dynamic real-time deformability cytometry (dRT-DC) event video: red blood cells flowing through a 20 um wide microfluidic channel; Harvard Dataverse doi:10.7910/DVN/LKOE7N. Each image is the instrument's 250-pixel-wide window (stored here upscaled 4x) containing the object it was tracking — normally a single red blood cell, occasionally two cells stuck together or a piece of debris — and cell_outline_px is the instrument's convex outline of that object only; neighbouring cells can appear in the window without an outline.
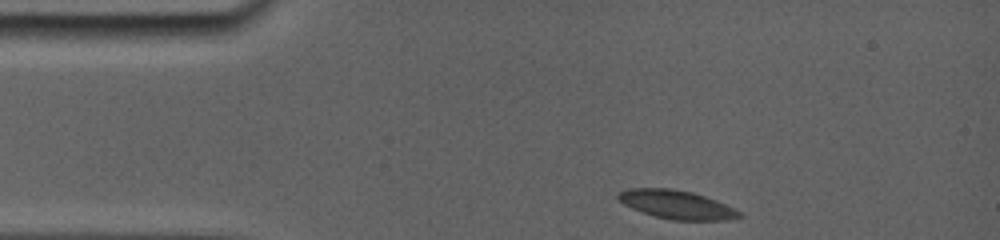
{"species": "common noctule bat (a hibernating species)", "species_latin": "Nyctalus noctula", "temperature_condition": "room temperature", "stored_images_in_passage": 36, "camera_frame_rate_fps": 5000, "um_per_image_px": 0.085, "animal": {"sex": "female", "body_mass_g": 19.0, "forearm_length_mm": 56.7}, "frame": {"image": 1, "passage_image": 1, "time_ms": 0.0, "image_size_px": [1000, 240], "cell_outline_px": [[744, 216], [724, 220], [672, 220], [656, 216], [632, 208], [616, 200], [616, 192], [628, 188], [672, 188], [692, 192], [716, 200], [736, 208]], "centroid_in_image_um": [57.49, 17.37], "position_along_channel_um": 27.5, "area_um2": 20.29}}
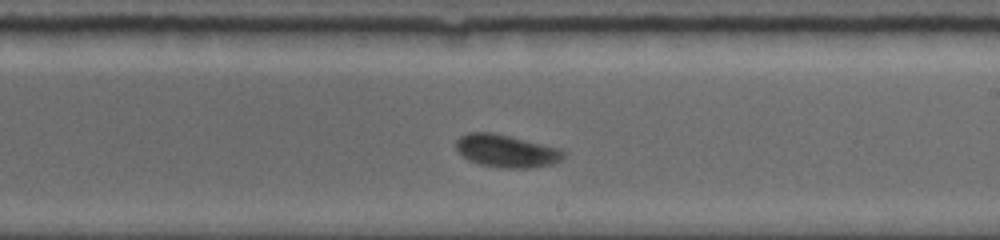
{"frame": {"image": 2, "passage_image": 21, "time_ms": 7.0, "image_size_px": [1000, 240], "cell_outline_px": [[568, 152], [560, 160], [552, 164], [532, 168], [500, 168], [480, 164], [468, 160], [456, 148], [456, 140], [460, 136], [468, 132], [492, 132], [560, 148]], "centroid_in_image_um": [43.06, 12.83], "position_along_channel_um": 245.9, "area_um2": 20.52}}
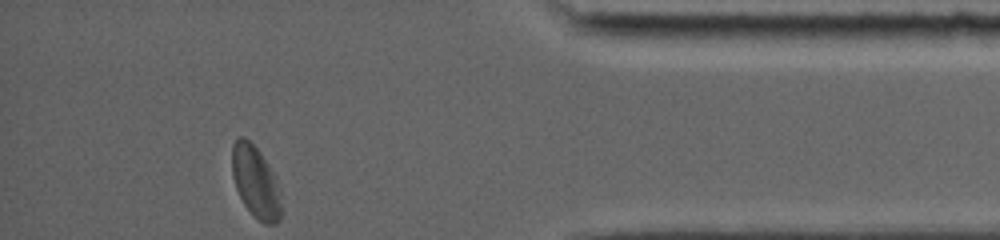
{"frame": {"image": 3, "passage_image": 36, "time_ms": 12.0, "image_size_px": [1000, 240], "cell_outline_px": [[280, 220], [276, 224], [264, 224], [244, 204], [236, 188], [232, 176], [232, 144], [240, 136], [244, 136], [260, 152], [272, 172], [280, 204]], "centroid_in_image_um": [21.68, 15.44], "position_along_channel_um": 413.5, "area_um2": 19.77}, "authors_computed_cell_mechanics": {"area_um2": 20.2878, "velocity_mm_per_s": 3.8074, "shape_relaxation_time_tau1_ms": 2.3602, "shape_relaxation_time_tau2_ms": 1.0651, "deformation_change_tau1": 0.0898, "deformation_change_tau2": 0.0404}}